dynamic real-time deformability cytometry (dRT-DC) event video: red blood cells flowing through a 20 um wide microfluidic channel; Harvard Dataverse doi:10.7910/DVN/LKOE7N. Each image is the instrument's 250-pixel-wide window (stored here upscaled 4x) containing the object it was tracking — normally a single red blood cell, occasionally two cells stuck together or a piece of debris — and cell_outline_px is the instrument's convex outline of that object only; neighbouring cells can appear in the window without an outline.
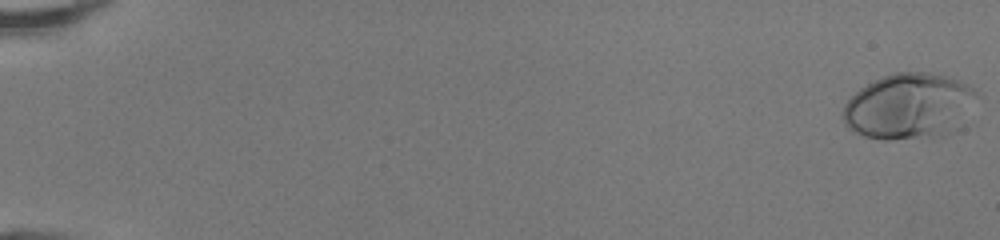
{"species": "human", "species_latin": "Homo sapiens", "temperature_condition": "room temperature", "stored_images_in_passage": 50, "camera_frame_rate_fps": 3000, "um_per_image_px": 0.085, "donor": {"sex": "female"}, "frame": {"image": 1, "passage_image": 1, "time_ms": 0.0, "image_size_px": [1000, 240], "cell_outline_px": [[984, 96], [960, 128], [944, 136], [888, 140], [884, 140], [864, 136], [848, 128], [844, 120], [844, 104], [860, 88], [884, 76], [896, 72], [928, 72], [960, 80], [976, 88]], "centroid_in_image_um": [77.42, 9.04], "position_along_channel_um": 7.6, "area_um2": 52.37}}
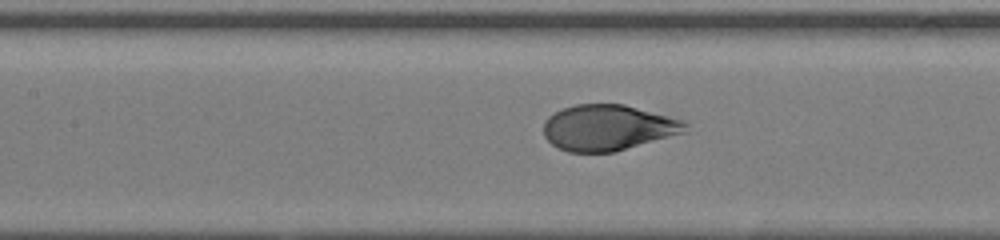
{"frame": {"image": 2, "passage_image": 25, "time_ms": 8.0, "image_size_px": [1000, 240], "cell_outline_px": [[688, 132], [616, 152], [568, 152], [552, 144], [544, 136], [544, 120], [548, 116], [564, 108], [576, 104], [624, 104], [680, 120], [688, 124]], "centroid_in_image_um": [51.69, 10.86], "position_along_channel_um": 155.7, "area_um2": 37.8}}
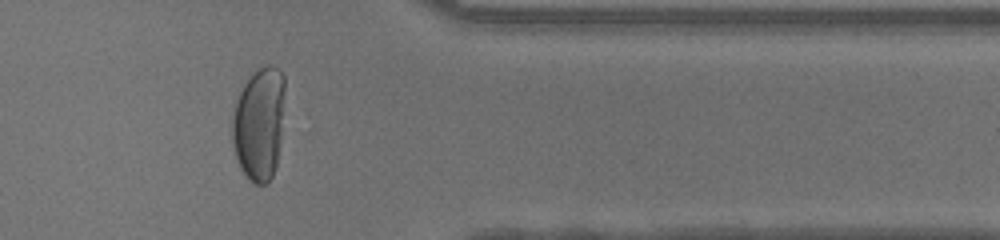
{"frame": {"image": 3, "passage_image": 42, "time_ms": 13.667, "image_size_px": [1000, 240], "cell_outline_px": [[284, 88], [280, 132], [276, 164], [272, 176], [268, 184], [252, 184], [248, 180], [240, 168], [232, 144], [232, 116], [236, 100], [244, 84], [252, 72], [264, 64], [272, 64], [280, 68], [284, 76]], "centroid_in_image_um": [21.99, 10.49], "position_along_channel_um": 389.4, "area_um2": 34.74}, "authors_computed_cell_mechanics": {"area_um2": 40.171, "velocity_mm_per_s": 4.2672, "shape_relaxation_time_tau1_ms": 3.2383, "shape_relaxation_time_tau2_ms": null, "deformation_change_tau1": 0.225, "deformation_change_tau2": null}}